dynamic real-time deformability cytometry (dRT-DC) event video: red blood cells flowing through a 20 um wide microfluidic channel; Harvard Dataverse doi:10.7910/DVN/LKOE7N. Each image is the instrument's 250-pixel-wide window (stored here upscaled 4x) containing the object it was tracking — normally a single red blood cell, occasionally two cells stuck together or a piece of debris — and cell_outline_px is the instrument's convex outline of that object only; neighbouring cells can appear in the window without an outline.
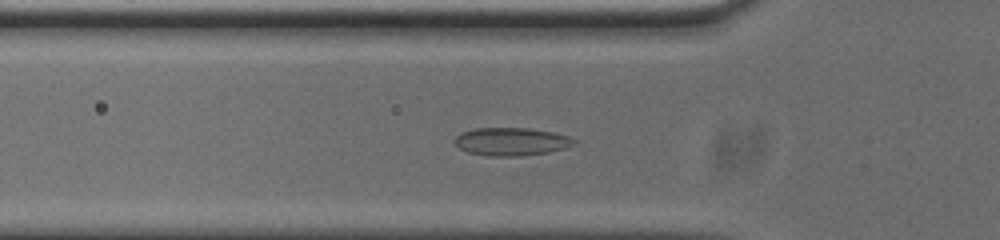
{"species": "common noctule bat (a hibernating species)", "species_latin": "Nyctalus noctula", "temperature_condition": "cold", "stored_images_in_passage": 38, "camera_frame_rate_fps": 3000, "um_per_image_px": 0.085, "animal": {"sex": "male", "body_mass_g": 20.0, "forearm_length_mm": 53.3}, "frame": {"image": 1, "passage_image": 2, "time_ms": 0.333, "image_size_px": [1000, 240], "cell_outline_px": [[576, 144], [568, 148], [548, 152], [520, 156], [488, 156], [468, 152], [460, 148], [456, 144], [456, 136], [460, 132], [476, 128], [528, 128], [552, 132], [568, 136], [576, 140]], "centroid_in_image_um": [43.49, 12.04], "position_along_channel_um": 82.3, "area_um2": 19.48}}
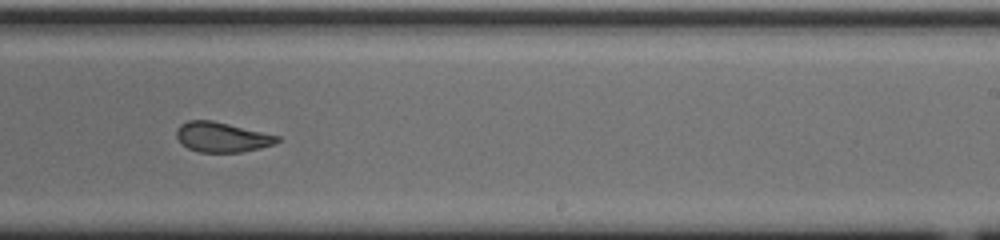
{"frame": {"image": 2, "passage_image": 17, "time_ms": 5.333, "image_size_px": [1000, 240], "cell_outline_px": [[280, 140], [276, 144], [260, 148], [240, 152], [200, 152], [188, 148], [176, 136], [176, 132], [180, 124], [188, 120], [212, 120], [280, 136]], "centroid_in_image_um": [18.89, 11.65], "position_along_channel_um": 270.1, "area_um2": 17.46}}
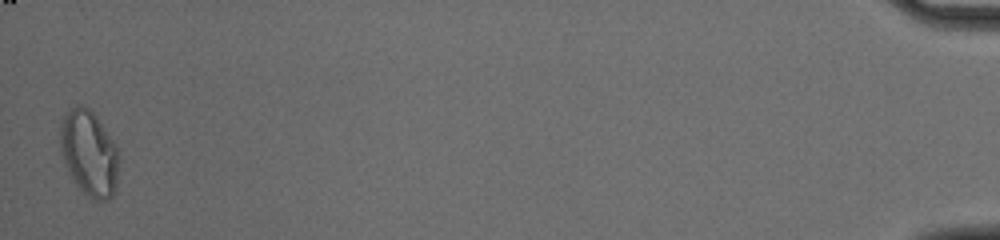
{"frame": {"image": 3, "passage_image": 38, "time_ms": 12.333, "image_size_px": [1000, 240], "cell_outline_px": [[120, 156], [116, 188], [112, 196], [108, 200], [92, 200], [76, 184], [68, 172], [60, 148], [60, 128], [64, 116], [76, 104], [84, 104], [96, 116], [112, 140]], "centroid_in_image_um": [7.59, 13.04], "position_along_channel_um": 427.6, "area_um2": 29.13}}